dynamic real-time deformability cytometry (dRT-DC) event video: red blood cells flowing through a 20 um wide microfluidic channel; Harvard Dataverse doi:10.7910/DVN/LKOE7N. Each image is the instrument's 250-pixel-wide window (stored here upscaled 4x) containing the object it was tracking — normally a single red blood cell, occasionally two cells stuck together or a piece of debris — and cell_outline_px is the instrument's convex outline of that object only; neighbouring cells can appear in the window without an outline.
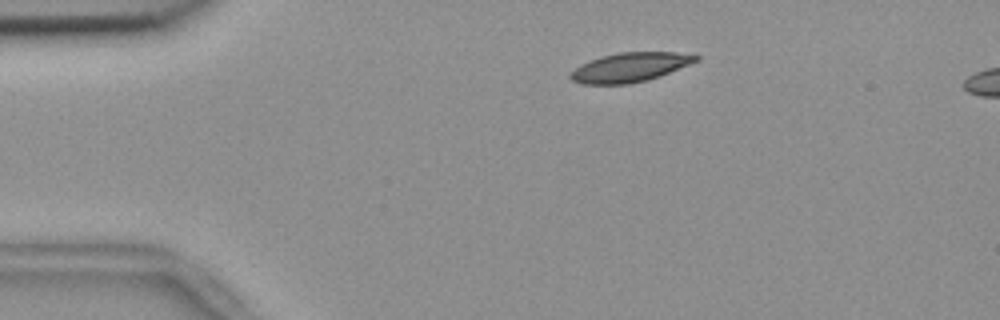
{"species": "common noctule bat (a hibernating species)", "species_latin": "Nyctalus noctula", "temperature_condition": "room temperature", "stored_images_in_passage": 53, "camera_frame_rate_fps": 3000, "um_per_image_px": 0.085, "animal": {"sex": "female", "body_mass_g": 18.4}, "frame": {"image": 1, "passage_image": 8, "time_ms": 2.333, "image_size_px": [1000, 320], "cell_outline_px": [[700, 60], [668, 72], [644, 80], [628, 84], [580, 84], [572, 80], [568, 76], [568, 72], [580, 64], [588, 60], [600, 56], [620, 52], [676, 52], [700, 56]], "centroid_in_image_um": [53.45, 5.71], "position_along_channel_um": 31.5, "area_um2": 21.33}}
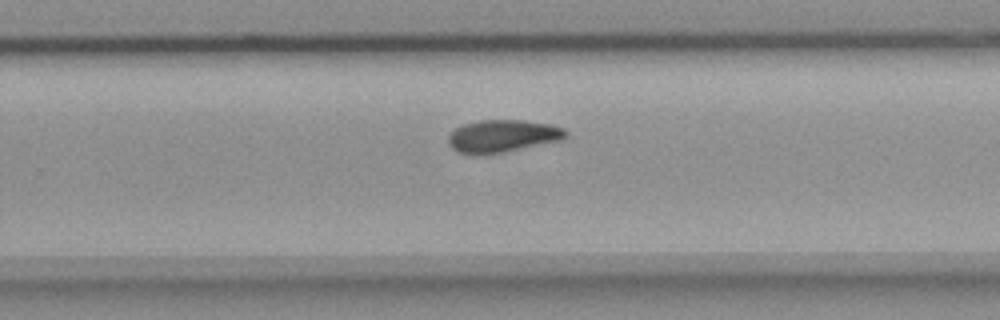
{"frame": {"image": 2, "passage_image": 33, "time_ms": 10.667, "image_size_px": [1000, 320], "cell_outline_px": [[568, 136], [560, 140], [504, 152], [484, 156], [480, 156], [460, 152], [452, 148], [448, 144], [448, 136], [456, 128], [464, 124], [480, 120], [524, 120], [548, 124], [564, 128], [568, 132]], "centroid_in_image_um": [42.7, 11.57], "position_along_channel_um": 287.1, "area_um2": 22.31}}
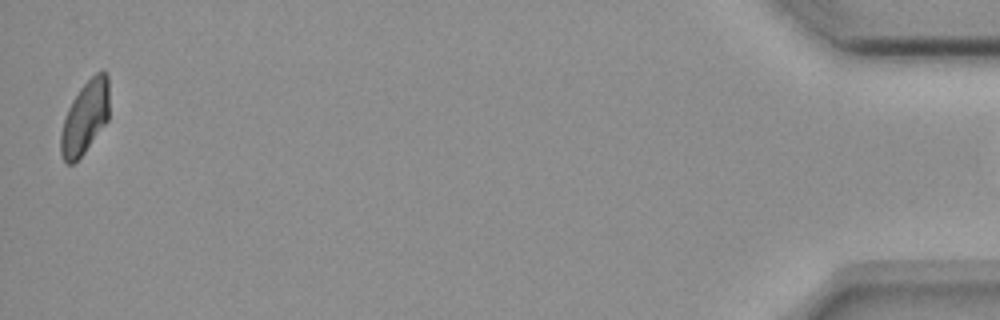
{"frame": {"image": 3, "passage_image": 52, "time_ms": 17.0, "image_size_px": [1000, 320], "cell_outline_px": [[108, 120], [84, 152], [72, 164], [68, 164], [64, 160], [60, 152], [60, 136], [64, 120], [68, 108], [72, 100], [80, 88], [96, 72], [108, 72]], "centroid_in_image_um": [7.22, 9.97], "position_along_channel_um": 428.0, "area_um2": 20.29}}